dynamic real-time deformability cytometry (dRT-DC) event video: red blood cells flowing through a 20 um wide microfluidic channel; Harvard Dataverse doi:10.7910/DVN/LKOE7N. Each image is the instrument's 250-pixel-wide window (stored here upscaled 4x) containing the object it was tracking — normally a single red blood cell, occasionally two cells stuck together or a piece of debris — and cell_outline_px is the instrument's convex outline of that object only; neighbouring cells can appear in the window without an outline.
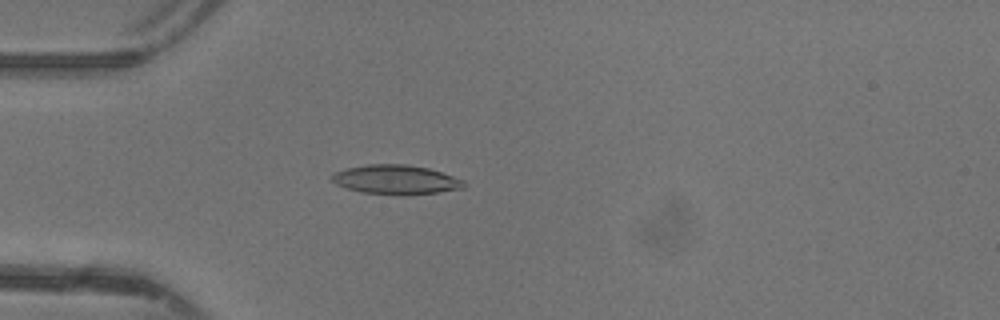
{"species": "common noctule bat (a hibernating species)", "species_latin": "Nyctalus noctula", "temperature_condition": "warm", "stored_images_in_passage": 46, "camera_frame_rate_fps": 3000, "um_per_image_px": 0.085, "animal": {"sex": "female"}, "frame": {"image": 1, "passage_image": 13, "time_ms": 4.0, "image_size_px": [1000, 320], "cell_outline_px": [[468, 184], [464, 188], [436, 192], [404, 196], [360, 192], [336, 184], [332, 180], [332, 176], [336, 172], [348, 168], [368, 164], [408, 164], [428, 168], [464, 180]], "centroid_in_image_um": [33.69, 15.28], "position_along_channel_um": 51.3, "area_um2": 22.54}}
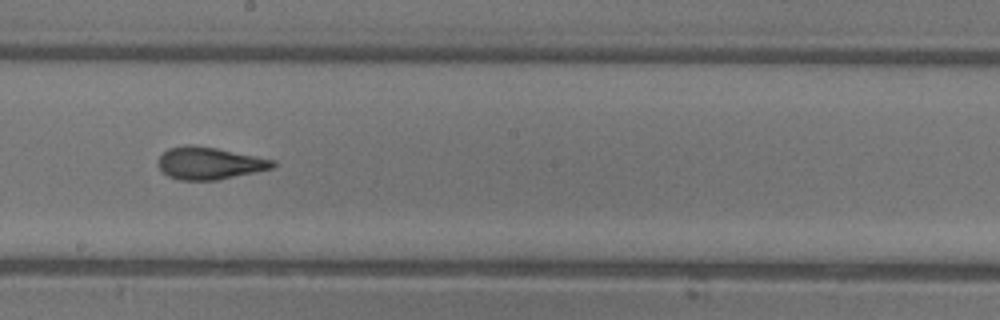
{"frame": {"image": 2, "passage_image": 26, "time_ms": 8.333, "image_size_px": [1000, 320], "cell_outline_px": [[276, 164], [272, 168], [256, 172], [216, 180], [180, 180], [168, 176], [156, 164], [160, 156], [168, 148], [188, 144], [192, 144], [216, 148], [276, 160]], "centroid_in_image_um": [17.79, 13.87], "position_along_channel_um": 230.4, "area_um2": 21.56}}
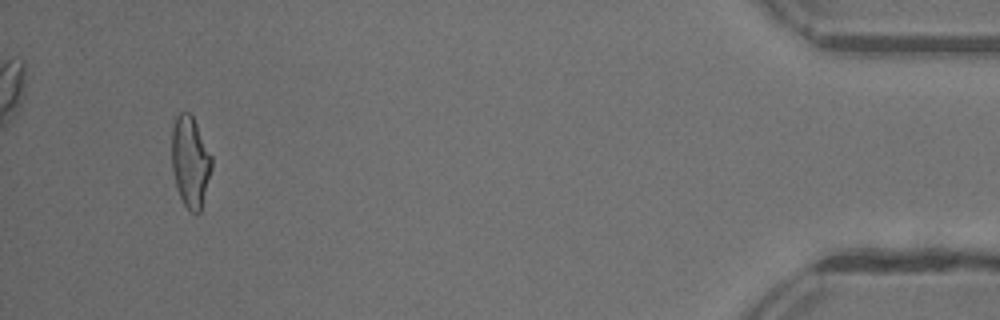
{"frame": {"image": 3, "passage_image": 44, "time_ms": 14.333, "image_size_px": [1000, 320], "cell_outline_px": [[212, 168], [200, 212], [196, 216], [188, 212], [176, 188], [172, 168], [172, 128], [176, 116], [180, 112], [188, 112], [192, 116], [212, 156]], "centroid_in_image_um": [16.17, 13.8], "position_along_channel_um": 419.0, "area_um2": 21.27}, "authors_computed_cell_mechanics": {"area_um2": 21.386, "velocity_mm_per_s": 4.4155, "shape_relaxation_time_tau1_ms": 8.6167, "shape_relaxation_time_tau2_ms": 1.272, "deformation_change_tau1": 0.273, "deformation_change_tau2": 0.0927}}